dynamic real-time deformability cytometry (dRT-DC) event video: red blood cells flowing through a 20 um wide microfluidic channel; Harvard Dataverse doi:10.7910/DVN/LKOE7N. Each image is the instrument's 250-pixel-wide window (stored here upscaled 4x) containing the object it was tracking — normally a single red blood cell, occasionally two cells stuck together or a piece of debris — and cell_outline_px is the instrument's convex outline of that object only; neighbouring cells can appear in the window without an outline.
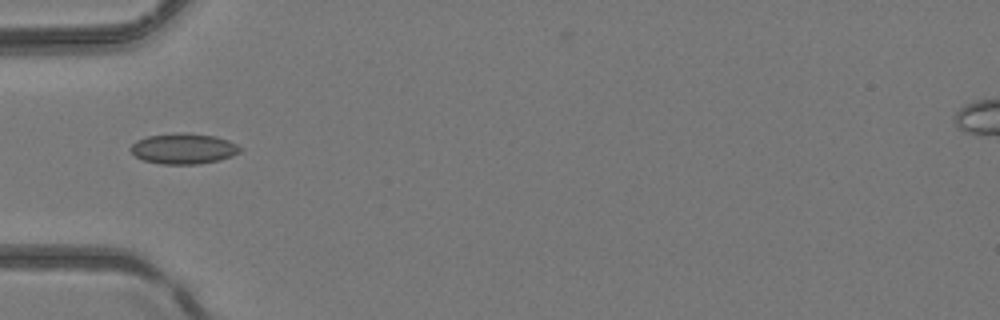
{"species": "common noctule bat (a hibernating species)", "species_latin": "Nyctalus noctula", "temperature_condition": "room temperature", "stored_images_in_passage": 3, "camera_frame_rate_fps": 3000, "um_per_image_px": 0.085, "animal": {"sex": "female", "body_mass_g": 24.6, "forearm_length_mm": 56.2}, "frame": {"image": 1, "passage_image": 2, "time_ms": 4.667, "image_size_px": [1000, 320], "cell_outline_px": [[244, 148], [240, 152], [232, 156], [220, 160], [200, 164], [160, 164], [144, 160], [136, 156], [132, 152], [132, 144], [136, 140], [148, 136], [184, 132], [216, 136], [228, 140]], "centroid_in_image_um": [15.65, 12.63], "position_along_channel_um": 69.3, "area_um2": 19.54}}
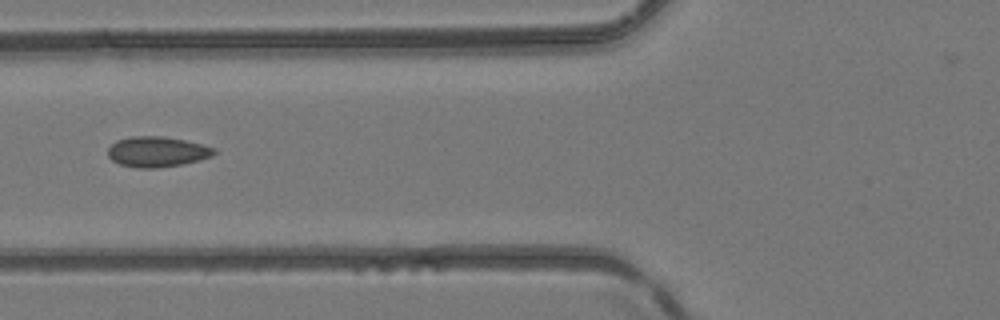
{"frame": {"image": 2, "passage_image": 3, "time_ms": 5.667, "image_size_px": [1000, 320], "cell_outline_px": [[216, 152], [212, 156], [180, 164], [156, 168], [140, 168], [120, 164], [112, 160], [108, 156], [108, 148], [116, 140], [128, 136], [164, 136], [204, 144], [216, 148]], "centroid_in_image_um": [13.34, 12.88], "position_along_channel_um": 112.5, "area_um2": 18.79}}